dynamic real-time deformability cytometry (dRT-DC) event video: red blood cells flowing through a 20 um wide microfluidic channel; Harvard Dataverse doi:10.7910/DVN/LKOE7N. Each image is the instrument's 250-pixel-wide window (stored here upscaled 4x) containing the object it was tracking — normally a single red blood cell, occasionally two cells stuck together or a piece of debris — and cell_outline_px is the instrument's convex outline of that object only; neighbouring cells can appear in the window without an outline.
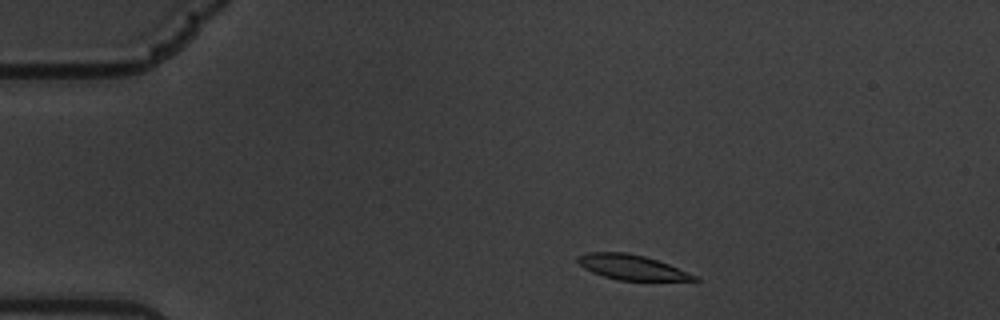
{"species": "common noctule bat (a hibernating species)", "species_latin": "Nyctalus noctula", "temperature_condition": "warm", "stored_images_in_passage": 53, "camera_frame_rate_fps": 3000, "um_per_image_px": 0.085, "animal": {"sex": "male", "body_mass_g": 19.5, "forearm_length_mm": 54.6}, "frame": {"image": 1, "passage_image": 4, "time_ms": 1.0, "image_size_px": [1000, 320], "cell_outline_px": [[700, 280], [620, 280], [604, 276], [592, 272], [584, 268], [576, 260], [576, 256], [588, 252], [628, 252], [644, 256], [668, 264], [700, 276]], "centroid_in_image_um": [53.7, 22.7], "position_along_channel_um": 31.3, "area_um2": 16.88}}
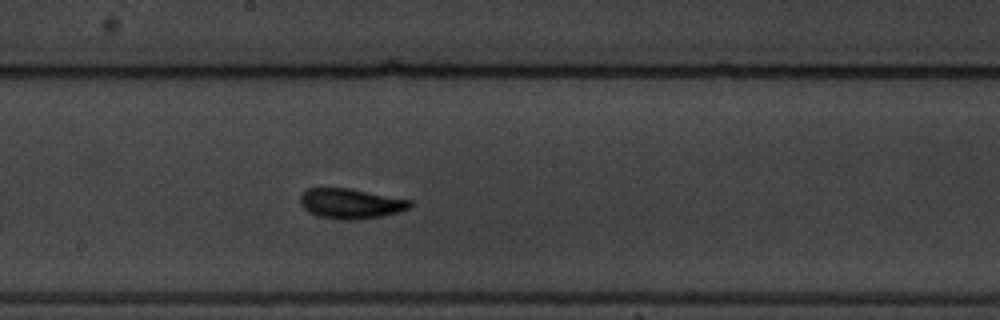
{"frame": {"image": 2, "passage_image": 26, "time_ms": 8.333, "image_size_px": [1000, 320], "cell_outline_px": [[412, 204], [408, 208], [400, 212], [380, 216], [356, 220], [340, 220], [316, 216], [308, 212], [300, 204], [300, 196], [308, 188], [348, 188], [412, 200]], "centroid_in_image_um": [29.79, 17.31], "position_along_channel_um": 218.4, "area_um2": 19.31}}
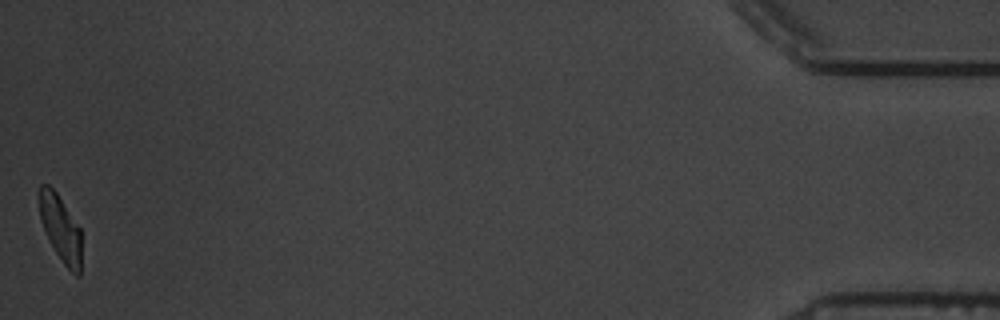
{"frame": {"image": 3, "passage_image": 53, "time_ms": 17.333, "image_size_px": [1000, 320], "cell_outline_px": [[80, 276], [76, 276], [64, 264], [56, 252], [40, 220], [36, 192], [40, 184], [48, 184], [56, 192], [80, 228]], "centroid_in_image_um": [5.09, 19.33], "position_along_channel_um": 430.1, "area_um2": 16.18}, "authors_computed_cell_mechanics": {"area_um2": 18.0336, "velocity_mm_per_s": 3.3584, "shape_relaxation_time_tau1_ms": 2.7147, "shape_relaxation_time_tau2_ms": 1.7824, "deformation_change_tau1": 0.1734, "deformation_change_tau2": 0.0897}}